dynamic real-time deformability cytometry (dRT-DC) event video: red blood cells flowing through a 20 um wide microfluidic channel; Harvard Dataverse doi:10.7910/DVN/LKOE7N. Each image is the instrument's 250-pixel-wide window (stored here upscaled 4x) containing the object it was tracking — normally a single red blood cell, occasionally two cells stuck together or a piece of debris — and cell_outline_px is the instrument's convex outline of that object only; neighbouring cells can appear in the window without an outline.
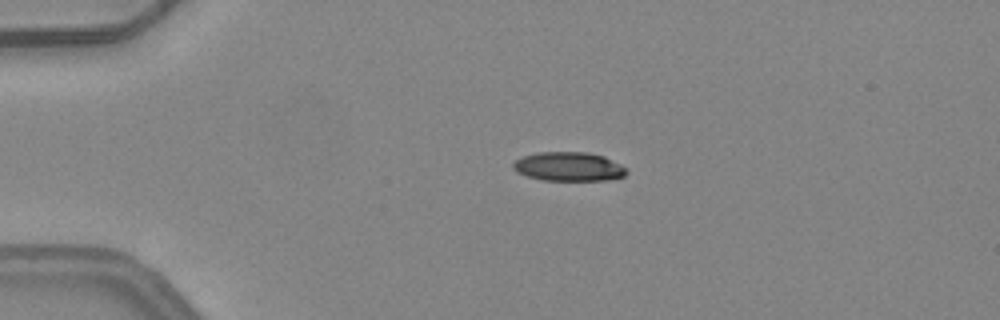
{"species": "common noctule bat (a hibernating species)", "species_latin": "Nyctalus noctula", "temperature_condition": "warm", "stored_images_in_passage": 3, "camera_frame_rate_fps": 3000, "um_per_image_px": 0.085, "animal": {"sex": "female", "body_mass_g": 24.6, "forearm_length_mm": 56.2}, "frame": {"image": 1, "passage_image": 1, "time_ms": 0.0, "image_size_px": [1000, 320], "cell_outline_px": [[628, 172], [624, 176], [608, 180], [544, 180], [528, 176], [516, 172], [512, 168], [512, 164], [516, 160], [524, 156], [540, 152], [588, 152], [604, 156], [628, 168]], "centroid_in_image_um": [48.37, 14.16], "position_along_channel_um": 36.6, "area_um2": 19.19}}
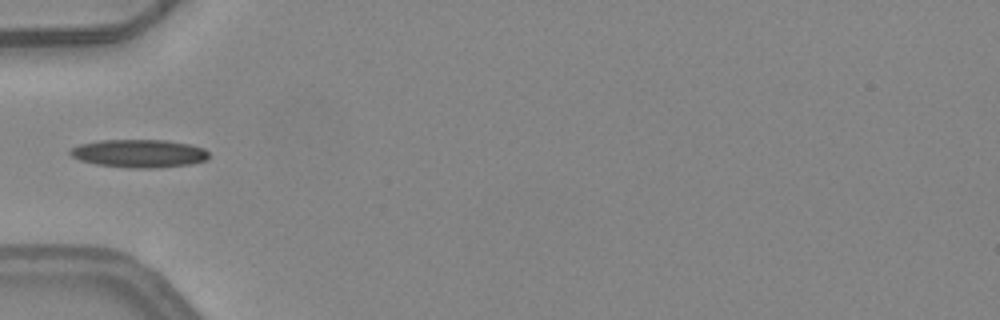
{"frame": {"image": 2, "passage_image": 2, "time_ms": 0.333, "image_size_px": [1000, 320], "cell_outline_px": [[208, 160], [188, 164], [156, 168], [128, 168], [96, 164], [80, 160], [72, 156], [68, 152], [72, 148], [80, 144], [100, 140], [168, 140], [188, 144], [204, 148], [208, 152]], "centroid_in_image_um": [11.82, 13.04], "position_along_channel_um": 73.2, "area_um2": 22.66}}